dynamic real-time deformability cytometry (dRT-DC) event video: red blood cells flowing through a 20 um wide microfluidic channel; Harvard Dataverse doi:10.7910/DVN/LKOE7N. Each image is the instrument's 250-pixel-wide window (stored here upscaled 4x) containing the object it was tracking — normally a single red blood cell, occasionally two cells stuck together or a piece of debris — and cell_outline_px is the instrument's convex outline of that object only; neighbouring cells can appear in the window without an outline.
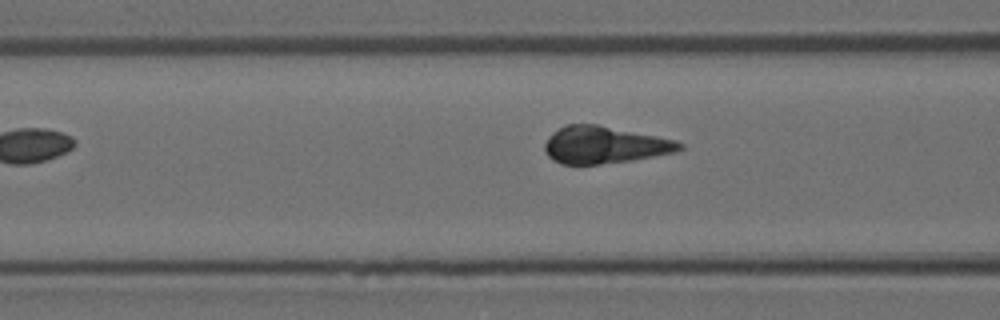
{"species": "Egyptian fruit bat (a non-hibernating species)", "species_latin": "Rousettus aegyptiacus", "temperature_condition": "room temperature", "stored_images_in_passage": 7, "camera_frame_rate_fps": 3000, "um_per_image_px": 0.085, "animal": {"sex": "female"}, "frame": {"image": 1, "passage_image": 3, "time_ms": 0.667, "image_size_px": [1000, 320], "cell_outline_px": [[684, 148], [676, 152], [632, 160], [596, 164], [560, 164], [548, 156], [544, 148], [544, 144], [548, 136], [552, 132], [568, 124], [596, 124], [676, 140], [684, 144]], "centroid_in_image_um": [51.37, 12.32], "position_along_channel_um": 115.2, "area_um2": 29.02}}
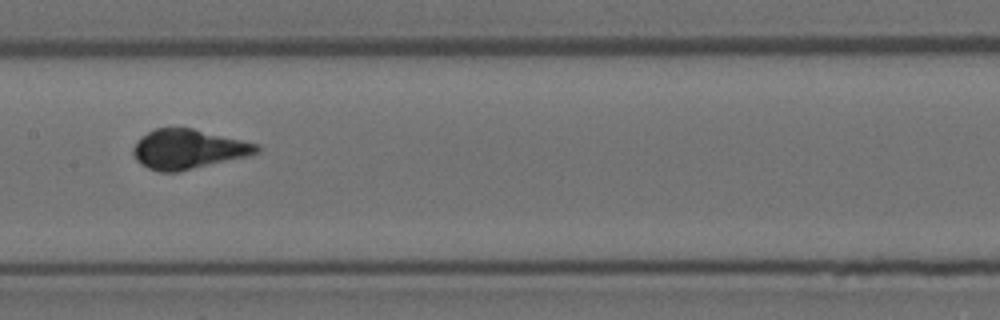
{"frame": {"image": 2, "passage_image": 5, "time_ms": 1.333, "image_size_px": [1000, 320], "cell_outline_px": [[260, 152], [248, 156], [180, 172], [160, 172], [148, 168], [140, 164], [136, 160], [132, 152], [132, 148], [148, 132], [156, 128], [192, 128], [256, 144], [260, 148]], "centroid_in_image_um": [15.98, 12.7], "position_along_channel_um": 191.4, "area_um2": 28.21}}
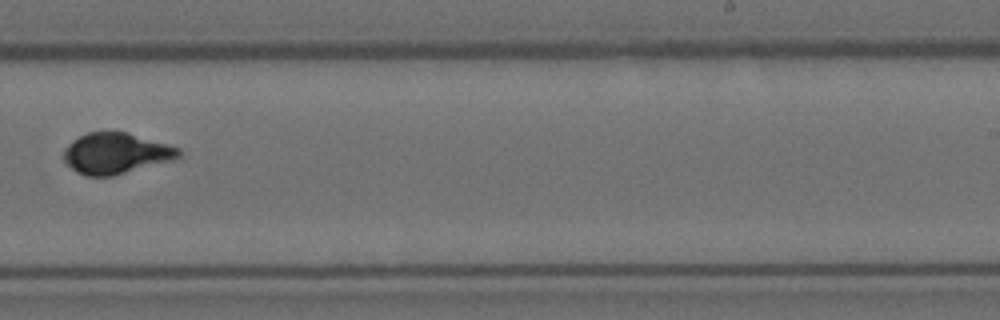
{"frame": {"image": 3, "passage_image": 7, "time_ms": 2.0, "image_size_px": [1000, 320], "cell_outline_px": [[180, 156], [172, 160], [112, 176], [84, 176], [76, 172], [64, 160], [64, 148], [72, 140], [88, 132], [128, 132], [168, 144], [180, 148]], "centroid_in_image_um": [9.84, 13.03], "position_along_channel_um": 279.2, "area_um2": 27.28}}